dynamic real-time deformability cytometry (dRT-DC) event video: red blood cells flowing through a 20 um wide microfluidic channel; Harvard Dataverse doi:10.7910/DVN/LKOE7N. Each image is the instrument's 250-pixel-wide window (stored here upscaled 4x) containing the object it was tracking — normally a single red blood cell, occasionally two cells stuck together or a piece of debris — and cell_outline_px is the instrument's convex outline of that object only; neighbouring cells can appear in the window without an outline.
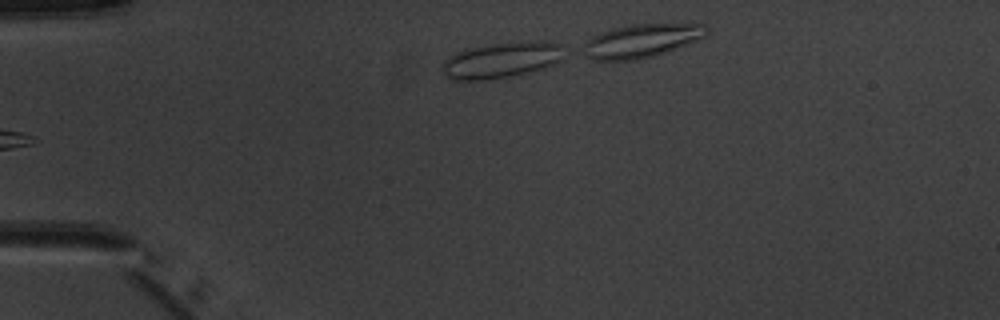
{"species": "common noctule bat (a hibernating species)", "species_latin": "Nyctalus noctula", "temperature_condition": "warm", "stored_images_in_passage": 4, "camera_frame_rate_fps": 3000, "um_per_image_px": 0.085, "animal": {"sex": "male", "body_mass_g": 20.1, "forearm_length_mm": 53.5}, "frame": {"image": 1, "passage_image": 4, "time_ms": 3.333, "image_size_px": [1000, 320], "cell_outline_px": [[564, 60], [544, 68], [512, 76], [484, 80], [456, 80], [444, 76], [440, 68], [444, 60], [448, 56], [464, 48], [484, 44], [528, 40], [540, 40], [564, 44]], "centroid_in_image_um": [42.65, 5.08], "position_along_channel_um": 42.4, "area_um2": 26.41}}